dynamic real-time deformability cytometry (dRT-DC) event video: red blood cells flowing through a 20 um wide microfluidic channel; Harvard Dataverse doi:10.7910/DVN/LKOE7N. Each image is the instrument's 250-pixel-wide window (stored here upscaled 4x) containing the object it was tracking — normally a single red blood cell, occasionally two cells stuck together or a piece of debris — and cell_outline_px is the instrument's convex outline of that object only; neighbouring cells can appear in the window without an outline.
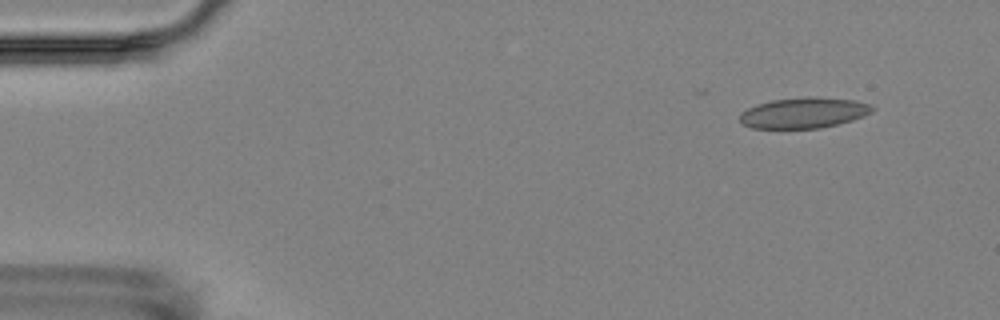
{"species": "Egyptian fruit bat (a non-hibernating species)", "species_latin": "Rousettus aegyptiacus", "temperature_condition": "room temperature", "stored_images_in_passage": 6, "camera_frame_rate_fps": 3000, "um_per_image_px": 0.085, "animal": {"sex": "female"}, "frame": {"image": 1, "passage_image": 2, "time_ms": 1.333, "image_size_px": [1000, 320], "cell_outline_px": [[876, 108], [872, 112], [864, 116], [852, 120], [820, 128], [752, 128], [744, 124], [740, 120], [740, 112], [756, 104], [772, 100], [808, 96], [856, 100], [872, 104]], "centroid_in_image_um": [68.35, 9.58], "position_along_channel_um": 16.6, "area_um2": 23.76}}